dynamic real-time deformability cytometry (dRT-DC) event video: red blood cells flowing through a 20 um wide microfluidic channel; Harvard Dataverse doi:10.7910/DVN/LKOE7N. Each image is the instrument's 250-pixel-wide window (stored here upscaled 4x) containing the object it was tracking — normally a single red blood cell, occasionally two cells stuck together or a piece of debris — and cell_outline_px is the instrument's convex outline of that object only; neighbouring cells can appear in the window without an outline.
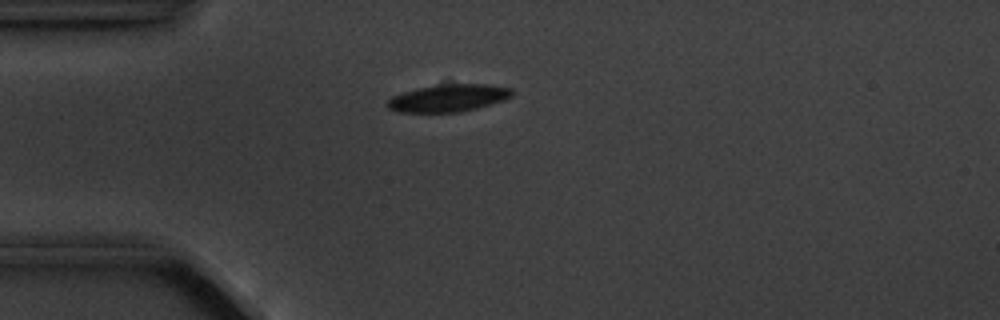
{"species": "common noctule bat (a hibernating species)", "species_latin": "Nyctalus noctula", "temperature_condition": "cold", "stored_images_in_passage": 5, "camera_frame_rate_fps": 3000, "um_per_image_px": 0.085, "animal": {"sex": "male", "body_mass_g": 20.1, "forearm_length_mm": 53.5}, "frame": {"image": 1, "passage_image": 5, "time_ms": 4.667, "image_size_px": [1000, 320], "cell_outline_px": [[512, 96], [504, 100], [492, 104], [460, 112], [396, 112], [388, 108], [384, 104], [392, 96], [416, 88], [436, 84], [488, 84], [512, 88]], "centroid_in_image_um": [38.09, 8.33], "position_along_channel_um": 46.9, "area_um2": 20.06}}